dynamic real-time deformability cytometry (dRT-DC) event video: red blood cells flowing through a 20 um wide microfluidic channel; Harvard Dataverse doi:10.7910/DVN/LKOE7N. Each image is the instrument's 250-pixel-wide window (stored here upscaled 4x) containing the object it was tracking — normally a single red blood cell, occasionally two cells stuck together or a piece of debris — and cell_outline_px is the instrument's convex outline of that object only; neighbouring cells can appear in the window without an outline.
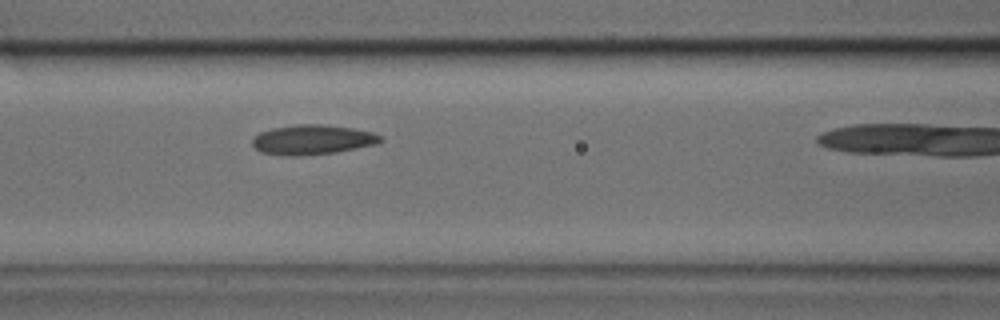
{"species": "common noctule bat (a hibernating species)", "species_latin": "Nyctalus noctula", "temperature_condition": "cold", "stored_images_in_passage": 11, "camera_frame_rate_fps": 3000, "um_per_image_px": 0.085, "animal": {"sex": "male", "body_mass_g": 17.9, "forearm_length_mm": 54.2}, "frame": {"image": 1, "passage_image": 10, "time_ms": 3.0, "image_size_px": [1000, 320], "cell_outline_px": [[384, 140], [376, 144], [336, 152], [308, 156], [280, 156], [260, 152], [252, 144], [252, 140], [260, 132], [272, 128], [296, 124], [324, 124], [352, 128], [372, 132], [380, 136]], "centroid_in_image_um": [26.54, 11.88], "position_along_channel_um": 140.1, "area_um2": 22.43}}